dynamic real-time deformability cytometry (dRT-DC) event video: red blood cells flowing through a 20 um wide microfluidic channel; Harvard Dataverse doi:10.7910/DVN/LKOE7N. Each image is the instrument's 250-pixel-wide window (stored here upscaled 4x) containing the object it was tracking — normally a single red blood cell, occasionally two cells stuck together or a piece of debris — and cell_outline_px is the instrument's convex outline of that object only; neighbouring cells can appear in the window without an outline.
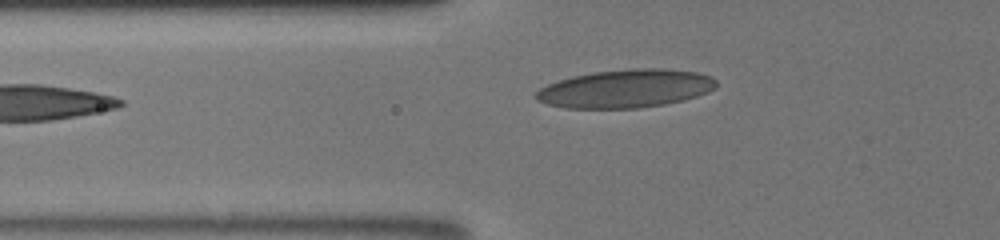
{"species": "human", "species_latin": "Homo sapiens", "temperature_condition": "room temperature", "stored_images_in_passage": 19, "camera_frame_rate_fps": 3000, "um_per_image_px": 0.085, "donor": {"sex": "male"}, "frame": {"image": 1, "passage_image": 19, "time_ms": 5.667, "image_size_px": [1000, 240], "cell_outline_px": [[716, 88], [708, 92], [684, 100], [664, 104], [640, 108], [564, 108], [548, 104], [536, 100], [536, 92], [540, 88], [548, 84], [572, 76], [592, 72], [636, 68], [664, 68], [696, 72], [712, 76], [716, 80]], "centroid_in_image_um": [53.2, 7.53], "position_along_channel_um": 72.6, "area_um2": 40.23}}